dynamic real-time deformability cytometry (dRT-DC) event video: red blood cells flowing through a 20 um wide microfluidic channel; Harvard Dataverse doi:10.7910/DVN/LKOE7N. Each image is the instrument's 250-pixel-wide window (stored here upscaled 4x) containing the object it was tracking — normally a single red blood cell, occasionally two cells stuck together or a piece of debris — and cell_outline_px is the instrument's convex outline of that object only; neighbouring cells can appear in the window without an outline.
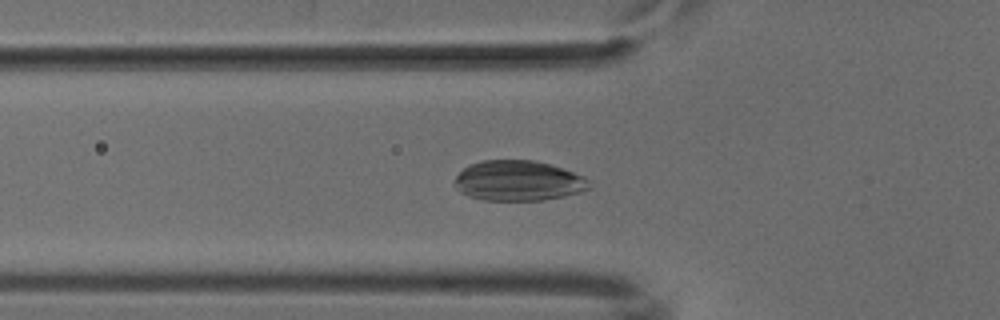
{"species": "common noctule bat (a hibernating species)", "species_latin": "Nyctalus noctula", "temperature_condition": "cold", "stored_images_in_passage": 52, "camera_frame_rate_fps": 3000, "um_per_image_px": 0.085, "animal": {"sex": "male", "body_mass_g": 18.8}, "frame": {"image": 1, "passage_image": 18, "time_ms": 5.667, "image_size_px": [1000, 320], "cell_outline_px": [[592, 184], [588, 188], [580, 192], [564, 196], [544, 200], [484, 200], [468, 196], [460, 192], [456, 188], [456, 176], [468, 164], [484, 160], [532, 160], [552, 164], [584, 176], [592, 180]], "centroid_in_image_um": [44.09, 15.36], "position_along_channel_um": 81.7, "area_um2": 31.73}}
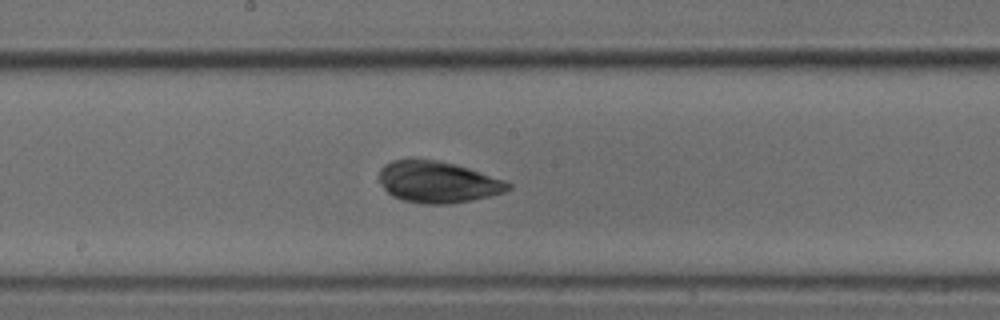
{"frame": {"image": 2, "passage_image": 28, "time_ms": 9.0, "image_size_px": [1000, 320], "cell_outline_px": [[512, 188], [504, 192], [472, 200], [448, 204], [424, 204], [404, 200], [392, 196], [380, 184], [380, 168], [384, 164], [392, 160], [412, 156], [436, 160], [456, 164], [504, 180], [512, 184]], "centroid_in_image_um": [37.17, 15.44], "position_along_channel_um": 211.0, "area_um2": 31.56}}
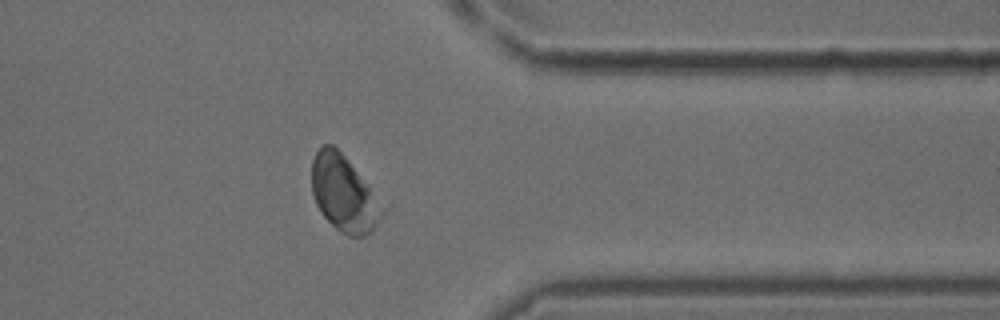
{"frame": {"image": 3, "passage_image": 42, "time_ms": 13.667, "image_size_px": [1000, 320], "cell_outline_px": [[388, 208], [384, 216], [372, 232], [364, 236], [348, 236], [340, 232], [320, 212], [312, 196], [312, 160], [316, 152], [324, 144], [332, 144], [344, 156]], "centroid_in_image_um": [29.27, 16.5], "position_along_channel_um": 382.1, "area_um2": 31.5}}